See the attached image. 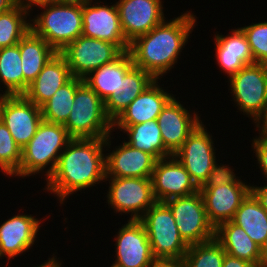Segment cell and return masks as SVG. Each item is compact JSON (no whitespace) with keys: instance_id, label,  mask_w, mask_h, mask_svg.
Listing matches in <instances>:
<instances>
[{"instance_id":"1","label":"cell","mask_w":267,"mask_h":267,"mask_svg":"<svg viewBox=\"0 0 267 267\" xmlns=\"http://www.w3.org/2000/svg\"><path fill=\"white\" fill-rule=\"evenodd\" d=\"M105 148V138H72L43 189L62 206L70 195L105 182Z\"/></svg>"},{"instance_id":"2","label":"cell","mask_w":267,"mask_h":267,"mask_svg":"<svg viewBox=\"0 0 267 267\" xmlns=\"http://www.w3.org/2000/svg\"><path fill=\"white\" fill-rule=\"evenodd\" d=\"M190 12L164 20L148 33L136 37L130 43L128 51L134 66L159 80L169 73L178 63L179 56L197 24L196 15Z\"/></svg>"},{"instance_id":"3","label":"cell","mask_w":267,"mask_h":267,"mask_svg":"<svg viewBox=\"0 0 267 267\" xmlns=\"http://www.w3.org/2000/svg\"><path fill=\"white\" fill-rule=\"evenodd\" d=\"M43 12L30 19L31 30L57 52L82 35V0H47L33 4Z\"/></svg>"},{"instance_id":"4","label":"cell","mask_w":267,"mask_h":267,"mask_svg":"<svg viewBox=\"0 0 267 267\" xmlns=\"http://www.w3.org/2000/svg\"><path fill=\"white\" fill-rule=\"evenodd\" d=\"M71 139L63 124L42 120L33 138L22 148V161L14 177L24 179L42 172L44 174L46 170L44 176L47 180L55 171L59 156Z\"/></svg>"},{"instance_id":"5","label":"cell","mask_w":267,"mask_h":267,"mask_svg":"<svg viewBox=\"0 0 267 267\" xmlns=\"http://www.w3.org/2000/svg\"><path fill=\"white\" fill-rule=\"evenodd\" d=\"M74 103L63 126L72 138H106L114 132L105 102L85 82L76 89Z\"/></svg>"},{"instance_id":"6","label":"cell","mask_w":267,"mask_h":267,"mask_svg":"<svg viewBox=\"0 0 267 267\" xmlns=\"http://www.w3.org/2000/svg\"><path fill=\"white\" fill-rule=\"evenodd\" d=\"M157 261H182L189 245L180 236L173 214L164 202H156L139 219Z\"/></svg>"},{"instance_id":"7","label":"cell","mask_w":267,"mask_h":267,"mask_svg":"<svg viewBox=\"0 0 267 267\" xmlns=\"http://www.w3.org/2000/svg\"><path fill=\"white\" fill-rule=\"evenodd\" d=\"M227 82L234 105L255 123L267 110V64L246 65Z\"/></svg>"},{"instance_id":"8","label":"cell","mask_w":267,"mask_h":267,"mask_svg":"<svg viewBox=\"0 0 267 267\" xmlns=\"http://www.w3.org/2000/svg\"><path fill=\"white\" fill-rule=\"evenodd\" d=\"M106 181L108 206L119 215L131 213L129 220H139L157 202L151 178L106 177Z\"/></svg>"},{"instance_id":"9","label":"cell","mask_w":267,"mask_h":267,"mask_svg":"<svg viewBox=\"0 0 267 267\" xmlns=\"http://www.w3.org/2000/svg\"><path fill=\"white\" fill-rule=\"evenodd\" d=\"M164 203L171 210L179 234L188 245L215 239V227L208 220L200 191Z\"/></svg>"},{"instance_id":"10","label":"cell","mask_w":267,"mask_h":267,"mask_svg":"<svg viewBox=\"0 0 267 267\" xmlns=\"http://www.w3.org/2000/svg\"><path fill=\"white\" fill-rule=\"evenodd\" d=\"M122 53L116 44L83 35L60 52L70 68L71 75L81 79L97 68L114 61Z\"/></svg>"},{"instance_id":"11","label":"cell","mask_w":267,"mask_h":267,"mask_svg":"<svg viewBox=\"0 0 267 267\" xmlns=\"http://www.w3.org/2000/svg\"><path fill=\"white\" fill-rule=\"evenodd\" d=\"M205 128L201 122L174 154L198 188L204 185L217 162L212 134Z\"/></svg>"},{"instance_id":"12","label":"cell","mask_w":267,"mask_h":267,"mask_svg":"<svg viewBox=\"0 0 267 267\" xmlns=\"http://www.w3.org/2000/svg\"><path fill=\"white\" fill-rule=\"evenodd\" d=\"M100 3L82 0V35L116 44L123 52L129 51L130 43L123 33L116 3Z\"/></svg>"},{"instance_id":"13","label":"cell","mask_w":267,"mask_h":267,"mask_svg":"<svg viewBox=\"0 0 267 267\" xmlns=\"http://www.w3.org/2000/svg\"><path fill=\"white\" fill-rule=\"evenodd\" d=\"M115 239L116 260L112 267H152L157 260L143 224L139 220H128Z\"/></svg>"},{"instance_id":"14","label":"cell","mask_w":267,"mask_h":267,"mask_svg":"<svg viewBox=\"0 0 267 267\" xmlns=\"http://www.w3.org/2000/svg\"><path fill=\"white\" fill-rule=\"evenodd\" d=\"M0 119L21 148L33 138L43 120L41 107L24 95H5L0 104Z\"/></svg>"},{"instance_id":"15","label":"cell","mask_w":267,"mask_h":267,"mask_svg":"<svg viewBox=\"0 0 267 267\" xmlns=\"http://www.w3.org/2000/svg\"><path fill=\"white\" fill-rule=\"evenodd\" d=\"M151 181L157 202L199 191L190 174L174 155L156 160Z\"/></svg>"},{"instance_id":"16","label":"cell","mask_w":267,"mask_h":267,"mask_svg":"<svg viewBox=\"0 0 267 267\" xmlns=\"http://www.w3.org/2000/svg\"><path fill=\"white\" fill-rule=\"evenodd\" d=\"M162 0H118L121 27L126 40L131 43L161 24L164 16Z\"/></svg>"},{"instance_id":"17","label":"cell","mask_w":267,"mask_h":267,"mask_svg":"<svg viewBox=\"0 0 267 267\" xmlns=\"http://www.w3.org/2000/svg\"><path fill=\"white\" fill-rule=\"evenodd\" d=\"M111 136L105 138V147L109 152L105 154L106 177L151 178L156 159L149 153L133 148L125 140L110 152Z\"/></svg>"},{"instance_id":"18","label":"cell","mask_w":267,"mask_h":267,"mask_svg":"<svg viewBox=\"0 0 267 267\" xmlns=\"http://www.w3.org/2000/svg\"><path fill=\"white\" fill-rule=\"evenodd\" d=\"M209 222L216 228L219 224L232 221L236 210L251 192V184L242 180L216 187H200Z\"/></svg>"},{"instance_id":"19","label":"cell","mask_w":267,"mask_h":267,"mask_svg":"<svg viewBox=\"0 0 267 267\" xmlns=\"http://www.w3.org/2000/svg\"><path fill=\"white\" fill-rule=\"evenodd\" d=\"M189 111L174 96L157 117L163 144L172 155L182 147L187 137L203 121L196 111L193 113Z\"/></svg>"},{"instance_id":"20","label":"cell","mask_w":267,"mask_h":267,"mask_svg":"<svg viewBox=\"0 0 267 267\" xmlns=\"http://www.w3.org/2000/svg\"><path fill=\"white\" fill-rule=\"evenodd\" d=\"M42 222L31 214L17 213L0 225V258H8L6 265L9 266L12 258L29 252L38 238Z\"/></svg>"},{"instance_id":"21","label":"cell","mask_w":267,"mask_h":267,"mask_svg":"<svg viewBox=\"0 0 267 267\" xmlns=\"http://www.w3.org/2000/svg\"><path fill=\"white\" fill-rule=\"evenodd\" d=\"M214 38L216 63L228 79L244 66L255 63L248 40L240 27L231 29L225 36L215 33Z\"/></svg>"},{"instance_id":"22","label":"cell","mask_w":267,"mask_h":267,"mask_svg":"<svg viewBox=\"0 0 267 267\" xmlns=\"http://www.w3.org/2000/svg\"><path fill=\"white\" fill-rule=\"evenodd\" d=\"M158 81L156 79L137 96L113 121V125H137L157 119L162 109L175 96L163 89Z\"/></svg>"},{"instance_id":"23","label":"cell","mask_w":267,"mask_h":267,"mask_svg":"<svg viewBox=\"0 0 267 267\" xmlns=\"http://www.w3.org/2000/svg\"><path fill=\"white\" fill-rule=\"evenodd\" d=\"M72 77L65 58L57 53L47 62L23 95L36 106L41 107Z\"/></svg>"},{"instance_id":"24","label":"cell","mask_w":267,"mask_h":267,"mask_svg":"<svg viewBox=\"0 0 267 267\" xmlns=\"http://www.w3.org/2000/svg\"><path fill=\"white\" fill-rule=\"evenodd\" d=\"M134 66L128 51L117 59L89 73L85 82L105 102L111 95L122 93L123 77Z\"/></svg>"},{"instance_id":"25","label":"cell","mask_w":267,"mask_h":267,"mask_svg":"<svg viewBox=\"0 0 267 267\" xmlns=\"http://www.w3.org/2000/svg\"><path fill=\"white\" fill-rule=\"evenodd\" d=\"M24 76V93L57 52L31 29L18 43Z\"/></svg>"},{"instance_id":"26","label":"cell","mask_w":267,"mask_h":267,"mask_svg":"<svg viewBox=\"0 0 267 267\" xmlns=\"http://www.w3.org/2000/svg\"><path fill=\"white\" fill-rule=\"evenodd\" d=\"M215 240L225 253L259 265L260 247L233 221L223 222L215 228Z\"/></svg>"},{"instance_id":"27","label":"cell","mask_w":267,"mask_h":267,"mask_svg":"<svg viewBox=\"0 0 267 267\" xmlns=\"http://www.w3.org/2000/svg\"><path fill=\"white\" fill-rule=\"evenodd\" d=\"M113 129L126 133L127 141L133 148L149 153L156 160L172 156L165 148L157 119L137 125H113Z\"/></svg>"},{"instance_id":"28","label":"cell","mask_w":267,"mask_h":267,"mask_svg":"<svg viewBox=\"0 0 267 267\" xmlns=\"http://www.w3.org/2000/svg\"><path fill=\"white\" fill-rule=\"evenodd\" d=\"M155 80L150 73L133 66L123 77V92L105 101V112L112 122Z\"/></svg>"},{"instance_id":"29","label":"cell","mask_w":267,"mask_h":267,"mask_svg":"<svg viewBox=\"0 0 267 267\" xmlns=\"http://www.w3.org/2000/svg\"><path fill=\"white\" fill-rule=\"evenodd\" d=\"M232 221L261 247L267 238V212L250 192L236 210Z\"/></svg>"},{"instance_id":"30","label":"cell","mask_w":267,"mask_h":267,"mask_svg":"<svg viewBox=\"0 0 267 267\" xmlns=\"http://www.w3.org/2000/svg\"><path fill=\"white\" fill-rule=\"evenodd\" d=\"M2 83V84H1ZM0 86L5 95L24 94V76L18 44L0 49Z\"/></svg>"},{"instance_id":"31","label":"cell","mask_w":267,"mask_h":267,"mask_svg":"<svg viewBox=\"0 0 267 267\" xmlns=\"http://www.w3.org/2000/svg\"><path fill=\"white\" fill-rule=\"evenodd\" d=\"M30 11L29 6L18 3L10 11L0 14V49L18 44L29 32Z\"/></svg>"},{"instance_id":"32","label":"cell","mask_w":267,"mask_h":267,"mask_svg":"<svg viewBox=\"0 0 267 267\" xmlns=\"http://www.w3.org/2000/svg\"><path fill=\"white\" fill-rule=\"evenodd\" d=\"M83 79L72 77L61 86L42 106V119L51 123L64 124L71 112L77 87Z\"/></svg>"},{"instance_id":"33","label":"cell","mask_w":267,"mask_h":267,"mask_svg":"<svg viewBox=\"0 0 267 267\" xmlns=\"http://www.w3.org/2000/svg\"><path fill=\"white\" fill-rule=\"evenodd\" d=\"M225 251L215 240L191 244L182 260L184 267H222Z\"/></svg>"},{"instance_id":"34","label":"cell","mask_w":267,"mask_h":267,"mask_svg":"<svg viewBox=\"0 0 267 267\" xmlns=\"http://www.w3.org/2000/svg\"><path fill=\"white\" fill-rule=\"evenodd\" d=\"M22 161V148L15 142L10 131L0 119V170L13 177Z\"/></svg>"},{"instance_id":"35","label":"cell","mask_w":267,"mask_h":267,"mask_svg":"<svg viewBox=\"0 0 267 267\" xmlns=\"http://www.w3.org/2000/svg\"><path fill=\"white\" fill-rule=\"evenodd\" d=\"M240 28L248 40L255 63L267 64V21Z\"/></svg>"},{"instance_id":"36","label":"cell","mask_w":267,"mask_h":267,"mask_svg":"<svg viewBox=\"0 0 267 267\" xmlns=\"http://www.w3.org/2000/svg\"><path fill=\"white\" fill-rule=\"evenodd\" d=\"M218 162L214 164L211 173L208 176V179L204 183L202 187H216L222 186L227 184L236 183L239 179L237 174H235L234 169L230 167V165H226ZM229 166V167H228Z\"/></svg>"},{"instance_id":"37","label":"cell","mask_w":267,"mask_h":267,"mask_svg":"<svg viewBox=\"0 0 267 267\" xmlns=\"http://www.w3.org/2000/svg\"><path fill=\"white\" fill-rule=\"evenodd\" d=\"M251 147L253 149L254 156H256L257 165L263 174V177L266 178L267 181V140L256 135V138H253Z\"/></svg>"},{"instance_id":"38","label":"cell","mask_w":267,"mask_h":267,"mask_svg":"<svg viewBox=\"0 0 267 267\" xmlns=\"http://www.w3.org/2000/svg\"><path fill=\"white\" fill-rule=\"evenodd\" d=\"M222 267H260V265L253 264L225 253Z\"/></svg>"},{"instance_id":"39","label":"cell","mask_w":267,"mask_h":267,"mask_svg":"<svg viewBox=\"0 0 267 267\" xmlns=\"http://www.w3.org/2000/svg\"><path fill=\"white\" fill-rule=\"evenodd\" d=\"M266 185L262 186H256L251 185V193L254 195V197L259 201L261 206L264 208V210L267 212V182H265Z\"/></svg>"},{"instance_id":"40","label":"cell","mask_w":267,"mask_h":267,"mask_svg":"<svg viewBox=\"0 0 267 267\" xmlns=\"http://www.w3.org/2000/svg\"><path fill=\"white\" fill-rule=\"evenodd\" d=\"M256 130L259 131V137L267 140V110L266 112L255 122Z\"/></svg>"},{"instance_id":"41","label":"cell","mask_w":267,"mask_h":267,"mask_svg":"<svg viewBox=\"0 0 267 267\" xmlns=\"http://www.w3.org/2000/svg\"><path fill=\"white\" fill-rule=\"evenodd\" d=\"M33 267H62V260H59V257L57 259V256L53 254L51 255V258H48V260H45L44 263H42L41 265H37Z\"/></svg>"},{"instance_id":"42","label":"cell","mask_w":267,"mask_h":267,"mask_svg":"<svg viewBox=\"0 0 267 267\" xmlns=\"http://www.w3.org/2000/svg\"><path fill=\"white\" fill-rule=\"evenodd\" d=\"M17 4L16 0H0V14L10 11Z\"/></svg>"},{"instance_id":"43","label":"cell","mask_w":267,"mask_h":267,"mask_svg":"<svg viewBox=\"0 0 267 267\" xmlns=\"http://www.w3.org/2000/svg\"><path fill=\"white\" fill-rule=\"evenodd\" d=\"M152 267H184L182 261H157Z\"/></svg>"},{"instance_id":"44","label":"cell","mask_w":267,"mask_h":267,"mask_svg":"<svg viewBox=\"0 0 267 267\" xmlns=\"http://www.w3.org/2000/svg\"><path fill=\"white\" fill-rule=\"evenodd\" d=\"M260 266H267V238L264 244L260 247Z\"/></svg>"},{"instance_id":"45","label":"cell","mask_w":267,"mask_h":267,"mask_svg":"<svg viewBox=\"0 0 267 267\" xmlns=\"http://www.w3.org/2000/svg\"><path fill=\"white\" fill-rule=\"evenodd\" d=\"M17 3L24 4L26 6L31 7L33 4L40 2V1H47V0H16Z\"/></svg>"},{"instance_id":"46","label":"cell","mask_w":267,"mask_h":267,"mask_svg":"<svg viewBox=\"0 0 267 267\" xmlns=\"http://www.w3.org/2000/svg\"><path fill=\"white\" fill-rule=\"evenodd\" d=\"M5 94H2V92L0 93V104H1V101L2 99L4 98Z\"/></svg>"}]
</instances>
